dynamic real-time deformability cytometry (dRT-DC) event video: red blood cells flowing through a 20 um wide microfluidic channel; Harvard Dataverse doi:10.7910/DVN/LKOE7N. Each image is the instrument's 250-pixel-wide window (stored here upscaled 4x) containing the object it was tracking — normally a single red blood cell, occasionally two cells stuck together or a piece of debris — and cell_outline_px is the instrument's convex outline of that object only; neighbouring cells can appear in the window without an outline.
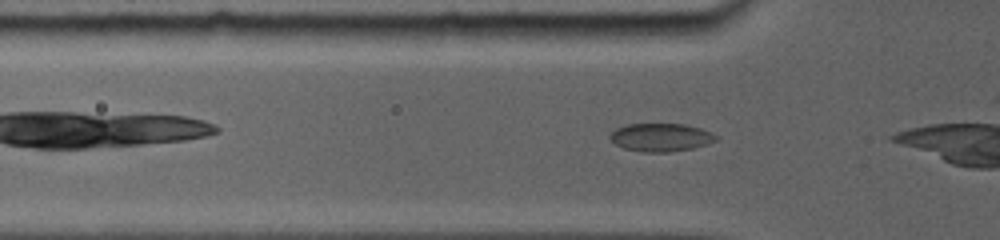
{"species": "common noctule bat (a hibernating species)", "species_latin": "Nyctalus noctula", "temperature_condition": "room temperature", "stored_images_in_passage": 28, "camera_frame_rate_fps": 5000, "um_per_image_px": 0.085, "animal": {"sex": "female", "body_mass_g": 19.0, "forearm_length_mm": 56.7}, "frame": {"image": 1, "passage_image": 9, "time_ms": 1.6, "image_size_px": [1000, 240], "cell_outline_px": [[716, 140], [692, 148], [672, 152], [640, 152], [624, 148], [616, 144], [608, 136], [616, 128], [628, 124], [684, 124], [700, 128], [716, 136]], "centroid_in_image_um": [56.12, 11.68], "position_along_channel_um": 69.7, "area_um2": 17.11}}
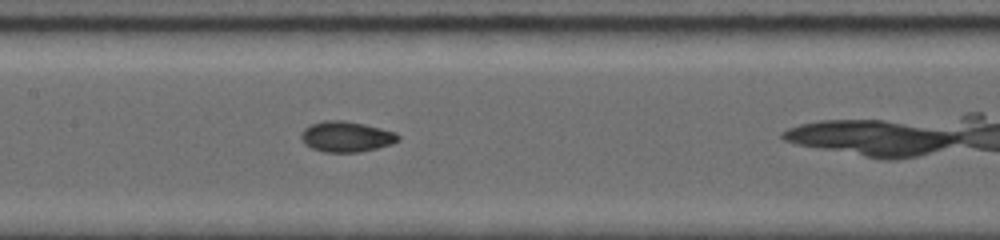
{"frame": {"image": 2, "passage_image": 18, "time_ms": 4.4, "image_size_px": [1000, 240], "cell_outline_px": [[400, 140], [392, 144], [360, 152], [324, 152], [312, 148], [304, 144], [300, 136], [304, 128], [312, 124], [324, 120], [344, 120], [364, 124], [396, 132], [400, 136]], "centroid_in_image_um": [29.44, 11.61], "position_along_channel_um": 178.0, "area_um2": 17.34}}
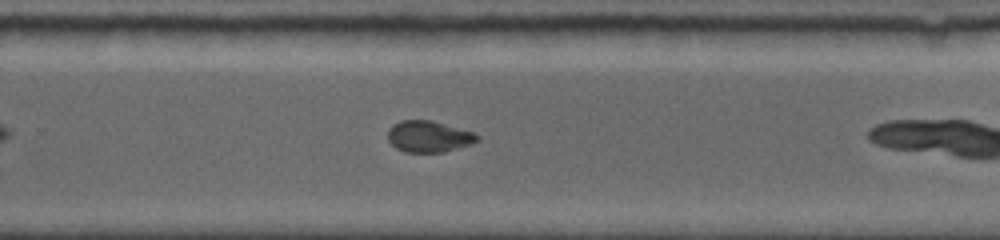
{"frame": {"image": 3, "passage_image": 27, "time_ms": 7.4, "image_size_px": [1000, 240], "cell_outline_px": [[480, 140], [472, 144], [444, 152], [404, 152], [396, 148], [388, 140], [388, 128], [392, 124], [400, 120], [432, 120], [476, 132], [480, 136]], "centroid_in_image_um": [36.47, 11.59], "position_along_channel_um": 293.3, "area_um2": 16.7}}